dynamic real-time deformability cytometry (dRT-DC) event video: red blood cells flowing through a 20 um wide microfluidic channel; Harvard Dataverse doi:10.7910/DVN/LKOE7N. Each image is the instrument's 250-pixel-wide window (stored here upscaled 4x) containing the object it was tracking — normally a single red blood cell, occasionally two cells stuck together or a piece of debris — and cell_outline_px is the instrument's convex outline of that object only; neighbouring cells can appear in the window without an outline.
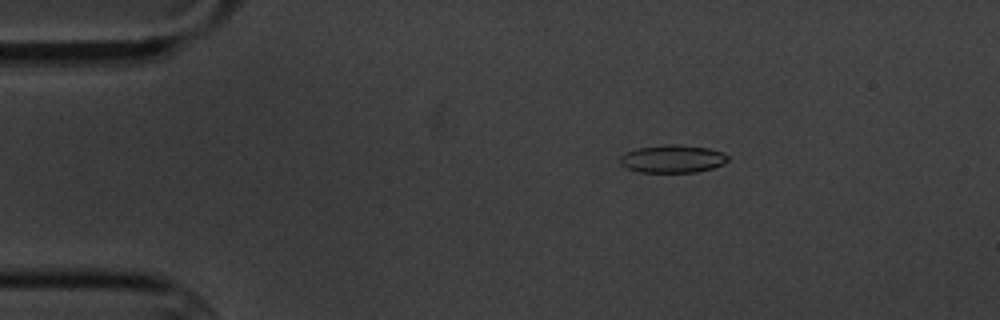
{"species": "common noctule bat (a hibernating species)", "species_latin": "Nyctalus noctula", "temperature_condition": "cold", "stored_images_in_passage": 4, "camera_frame_rate_fps": 3000, "um_per_image_px": 0.085, "animal": {"sex": "male", "body_mass_g": 20.1, "forearm_length_mm": 53.5}, "frame": {"image": 1, "passage_image": 2, "time_ms": 1.333, "image_size_px": [1000, 320], "cell_outline_px": [[728, 160], [724, 164], [712, 168], [696, 172], [640, 172], [628, 168], [620, 164], [620, 156], [624, 152], [636, 148], [664, 144], [680, 144], [708, 148], [724, 152], [728, 156]], "centroid_in_image_um": [57.17, 13.49], "position_along_channel_um": 27.8, "area_um2": 17.69}}